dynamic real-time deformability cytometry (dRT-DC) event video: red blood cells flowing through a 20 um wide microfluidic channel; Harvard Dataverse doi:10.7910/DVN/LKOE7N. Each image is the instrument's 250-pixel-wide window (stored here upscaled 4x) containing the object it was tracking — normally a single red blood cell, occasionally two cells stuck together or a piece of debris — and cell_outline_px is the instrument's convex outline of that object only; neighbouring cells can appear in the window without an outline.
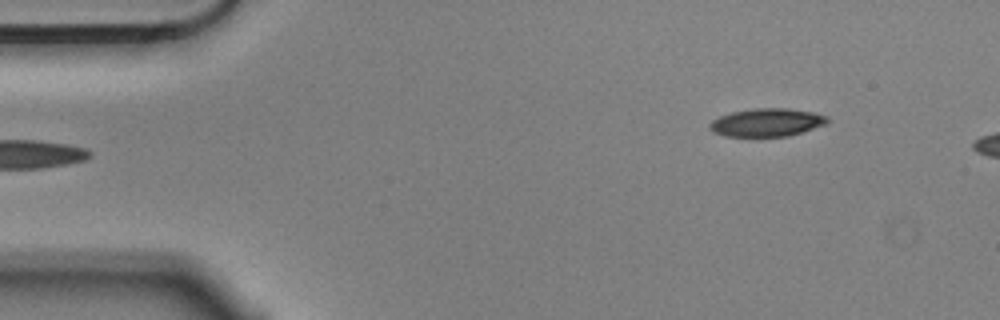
{"species": "Egyptian fruit bat (a non-hibernating species)", "species_latin": "Rousettus aegyptiacus", "temperature_condition": "cold", "stored_images_in_passage": 4, "camera_frame_rate_fps": 3000, "um_per_image_px": 0.085, "animal": {"sex": "male"}, "frame": {"image": 1, "passage_image": 4, "time_ms": 1.0, "image_size_px": [1000, 320], "cell_outline_px": [[828, 124], [788, 136], [724, 136], [712, 132], [708, 128], [708, 124], [712, 120], [720, 116], [732, 112], [756, 108], [788, 108], [812, 112], [828, 116]], "centroid_in_image_um": [65.17, 10.41], "position_along_channel_um": 19.8, "area_um2": 19.31}}